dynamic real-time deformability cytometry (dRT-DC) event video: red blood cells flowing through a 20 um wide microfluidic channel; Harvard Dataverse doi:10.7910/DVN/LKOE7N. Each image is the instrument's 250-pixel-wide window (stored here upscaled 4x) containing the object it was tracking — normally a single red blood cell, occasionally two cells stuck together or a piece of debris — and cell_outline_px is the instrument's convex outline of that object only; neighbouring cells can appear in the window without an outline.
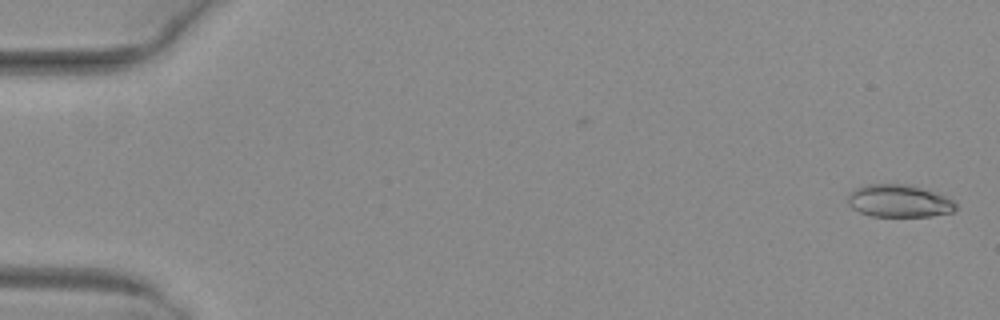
{"species": "common noctule bat (a hibernating species)", "species_latin": "Nyctalus noctula", "temperature_condition": "warm", "stored_images_in_passage": 8, "camera_frame_rate_fps": 3000, "um_per_image_px": 0.085, "animal": {"sex": "female", "body_mass_g": 29.2, "forearm_length_mm": 56.3}, "frame": {"image": 1, "passage_image": 2, "time_ms": 0.333, "image_size_px": [1000, 320], "cell_outline_px": [[956, 208], [952, 212], [932, 216], [872, 216], [860, 212], [852, 208], [848, 204], [848, 196], [856, 188], [868, 184], [908, 184], [944, 196], [952, 200], [956, 204]], "centroid_in_image_um": [76.4, 17.09], "position_along_channel_um": 8.6, "area_um2": 20.17}}